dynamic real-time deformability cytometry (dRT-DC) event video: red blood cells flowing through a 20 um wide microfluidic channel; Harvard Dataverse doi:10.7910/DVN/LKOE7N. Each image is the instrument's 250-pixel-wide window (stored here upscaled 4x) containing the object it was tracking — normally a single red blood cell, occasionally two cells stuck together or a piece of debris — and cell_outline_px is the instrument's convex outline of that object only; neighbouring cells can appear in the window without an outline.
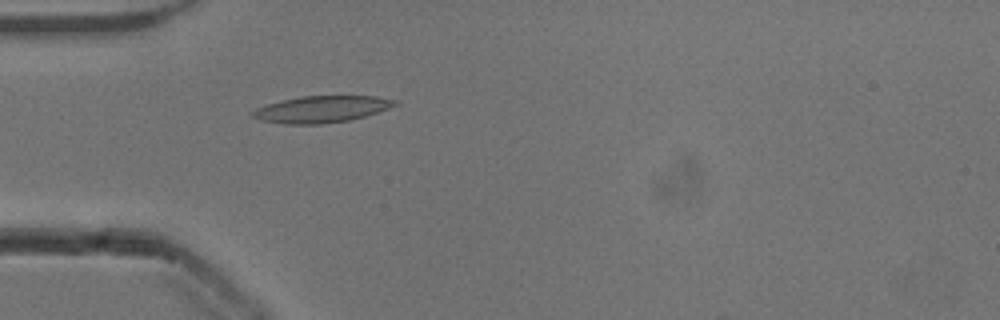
{"species": "common noctule bat (a hibernating species)", "species_latin": "Nyctalus noctula", "temperature_condition": "cold", "stored_images_in_passage": 51, "camera_frame_rate_fps": 3000, "um_per_image_px": 0.085, "animal": {"sex": "male", "body_mass_g": 13.3}, "frame": {"image": 1, "passage_image": 16, "time_ms": 5.0, "image_size_px": [1000, 320], "cell_outline_px": [[400, 104], [364, 116], [348, 120], [320, 124], [288, 124], [260, 120], [252, 116], [252, 112], [256, 108], [280, 100], [304, 96], [376, 96], [396, 100]], "centroid_in_image_um": [27.33, 9.27], "position_along_channel_um": 57.7, "area_um2": 21.85}}
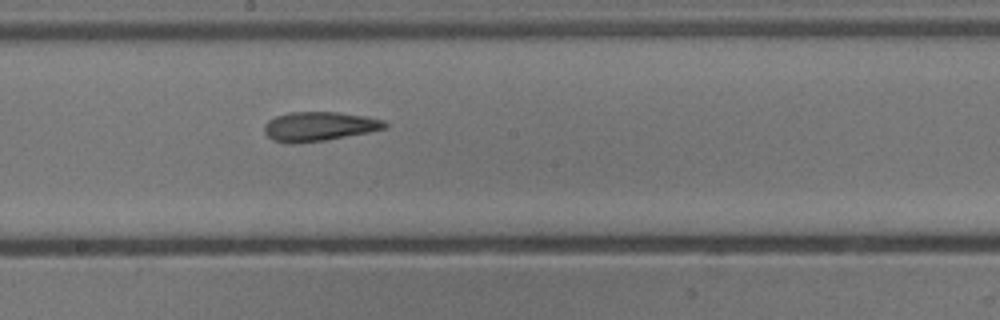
{"frame": {"image": 2, "passage_image": 29, "time_ms": 9.333, "image_size_px": [1000, 320], "cell_outline_px": [[388, 128], [368, 132], [324, 140], [292, 144], [288, 144], [272, 140], [264, 132], [264, 124], [268, 120], [276, 116], [288, 112], [336, 112], [368, 116], [384, 120], [388, 124]], "centroid_in_image_um": [27.11, 10.74], "position_along_channel_um": 221.1, "area_um2": 20.69}}
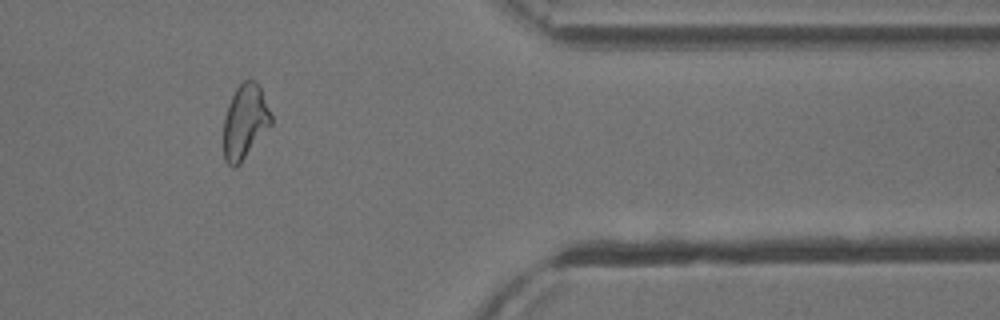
{"frame": {"image": 3, "passage_image": 44, "time_ms": 14.333, "image_size_px": [1000, 320], "cell_outline_px": [[272, 124], [240, 164], [236, 168], [232, 168], [224, 160], [224, 116], [228, 104], [236, 88], [248, 76], [260, 88], [272, 116]], "centroid_in_image_um": [20.81, 10.36], "position_along_channel_um": 390.6, "area_um2": 20.63}, "authors_computed_cell_mechanics": {"area_um2": 21.0392, "velocity_mm_per_s": 3.8565, "shape_relaxation_time_tau1_ms": null, "shape_relaxation_time_tau2_ms": 3.9446, "deformation_change_tau1": null, "deformation_change_tau2": 0.1355}}